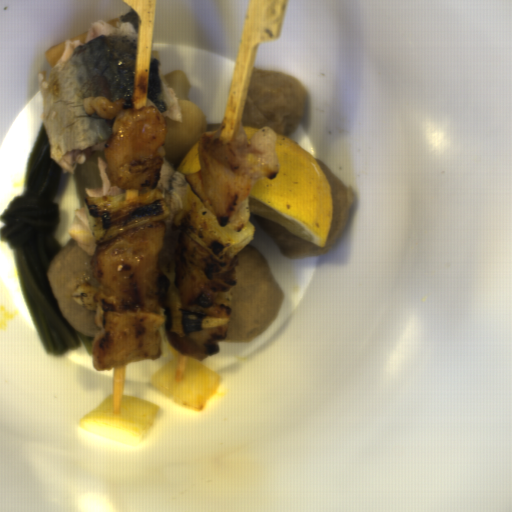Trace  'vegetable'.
Masks as SVG:
<instances>
[{"mask_svg":"<svg viewBox=\"0 0 512 512\" xmlns=\"http://www.w3.org/2000/svg\"><path fill=\"white\" fill-rule=\"evenodd\" d=\"M167 318L166 331L177 337H184L189 331H196L203 328H227L230 317H205L190 313L184 309L176 288L169 287L162 302Z\"/></svg>","mask_w":512,"mask_h":512,"instance_id":"obj_5","label":"vegetable"},{"mask_svg":"<svg viewBox=\"0 0 512 512\" xmlns=\"http://www.w3.org/2000/svg\"><path fill=\"white\" fill-rule=\"evenodd\" d=\"M177 362L166 363L149 382L172 402L188 411H201L222 387L223 378L198 358H186L183 380H176Z\"/></svg>","mask_w":512,"mask_h":512,"instance_id":"obj_4","label":"vegetable"},{"mask_svg":"<svg viewBox=\"0 0 512 512\" xmlns=\"http://www.w3.org/2000/svg\"><path fill=\"white\" fill-rule=\"evenodd\" d=\"M85 212L95 243L104 244L132 228L163 220L170 211L158 188L127 200L125 193L84 197Z\"/></svg>","mask_w":512,"mask_h":512,"instance_id":"obj_1","label":"vegetable"},{"mask_svg":"<svg viewBox=\"0 0 512 512\" xmlns=\"http://www.w3.org/2000/svg\"><path fill=\"white\" fill-rule=\"evenodd\" d=\"M161 409L150 401L123 394L120 415H114L112 394L80 421L81 429L120 445L137 448L147 440Z\"/></svg>","mask_w":512,"mask_h":512,"instance_id":"obj_3","label":"vegetable"},{"mask_svg":"<svg viewBox=\"0 0 512 512\" xmlns=\"http://www.w3.org/2000/svg\"><path fill=\"white\" fill-rule=\"evenodd\" d=\"M183 199V209L172 220L174 228L196 240L224 266L230 264L254 239L256 228L253 223L248 222L240 229L229 224L221 226L191 185H187Z\"/></svg>","mask_w":512,"mask_h":512,"instance_id":"obj_2","label":"vegetable"}]
</instances>
